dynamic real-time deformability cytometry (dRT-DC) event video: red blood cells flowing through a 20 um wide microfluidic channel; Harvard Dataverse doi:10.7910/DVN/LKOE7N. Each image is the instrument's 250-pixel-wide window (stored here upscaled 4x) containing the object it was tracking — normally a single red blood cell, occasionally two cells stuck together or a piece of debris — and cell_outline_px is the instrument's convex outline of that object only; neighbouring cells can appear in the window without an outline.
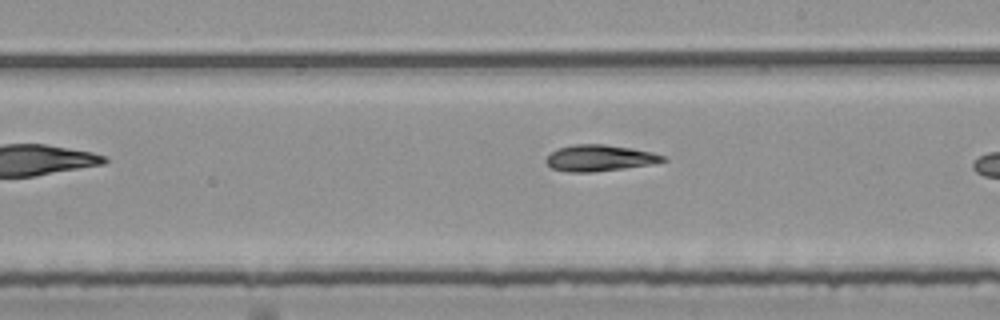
{"species": "common noctule bat (a hibernating species)", "species_latin": "Nyctalus noctula", "temperature_condition": "room temperature", "stored_images_in_passage": 19, "camera_frame_rate_fps": 3000, "um_per_image_px": 0.085, "animal": {"sex": "female", "body_mass_g": 25.1}, "frame": {"image": 1, "passage_image": 16, "time_ms": 5.0, "image_size_px": [1000, 320], "cell_outline_px": [[668, 160], [652, 164], [624, 168], [588, 172], [568, 172], [552, 168], [544, 160], [552, 152], [560, 148], [576, 144], [604, 144], [632, 148], [652, 152], [664, 156]], "centroid_in_image_um": [50.98, 13.43], "position_along_channel_um": 238.0, "area_um2": 17.69}}